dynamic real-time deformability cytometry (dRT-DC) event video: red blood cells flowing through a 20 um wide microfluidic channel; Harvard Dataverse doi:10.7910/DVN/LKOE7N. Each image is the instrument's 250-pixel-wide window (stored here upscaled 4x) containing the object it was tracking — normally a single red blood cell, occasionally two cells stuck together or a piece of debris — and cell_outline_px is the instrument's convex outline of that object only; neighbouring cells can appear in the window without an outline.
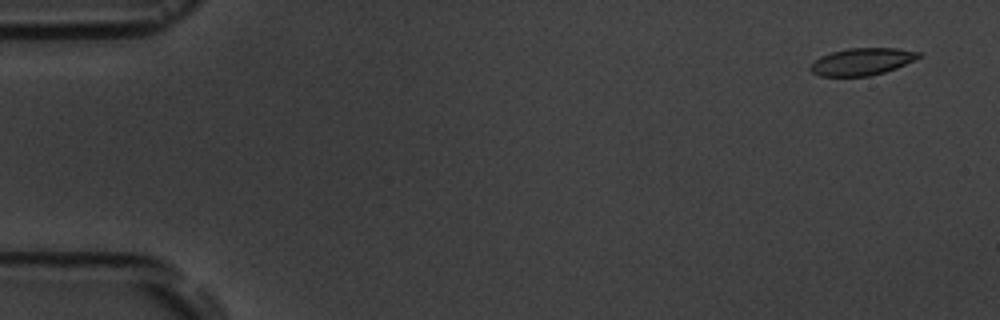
{"species": "common noctule bat (a hibernating species)", "species_latin": "Nyctalus noctula", "temperature_condition": "room temperature", "stored_images_in_passage": 4, "camera_frame_rate_fps": 3000, "um_per_image_px": 0.085, "animal": {"sex": "male", "body_mass_g": 19.5, "forearm_length_mm": 54.6}, "frame": {"image": 1, "passage_image": 1, "time_ms": 0.0, "image_size_px": [1000, 320], "cell_outline_px": [[920, 56], [896, 68], [884, 72], [868, 76], [820, 76], [812, 72], [808, 68], [820, 56], [832, 52], [848, 48], [896, 48], [920, 52]], "centroid_in_image_um": [73.23, 5.24], "position_along_channel_um": 11.8, "area_um2": 16.88}}
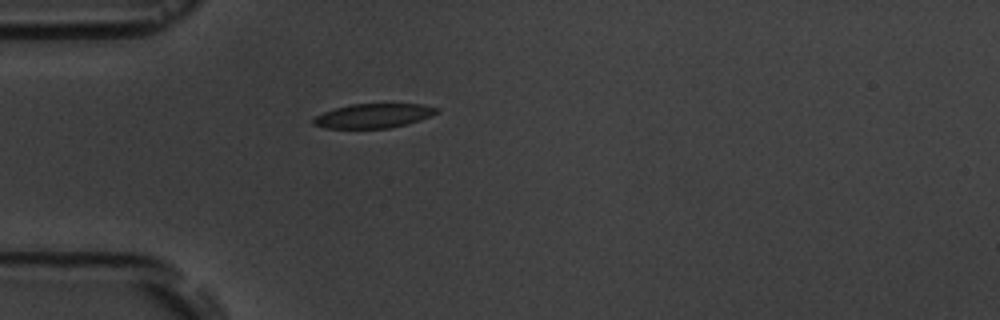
{"frame": {"image": 2, "passage_image": 4, "time_ms": 4.333, "image_size_px": [1000, 320], "cell_outline_px": [[440, 112], [420, 120], [408, 124], [388, 128], [324, 128], [312, 124], [312, 120], [316, 116], [324, 112], [336, 108], [352, 104], [424, 104], [440, 108]], "centroid_in_image_um": [31.78, 9.84], "position_along_channel_um": 53.2, "area_um2": 17.51}}